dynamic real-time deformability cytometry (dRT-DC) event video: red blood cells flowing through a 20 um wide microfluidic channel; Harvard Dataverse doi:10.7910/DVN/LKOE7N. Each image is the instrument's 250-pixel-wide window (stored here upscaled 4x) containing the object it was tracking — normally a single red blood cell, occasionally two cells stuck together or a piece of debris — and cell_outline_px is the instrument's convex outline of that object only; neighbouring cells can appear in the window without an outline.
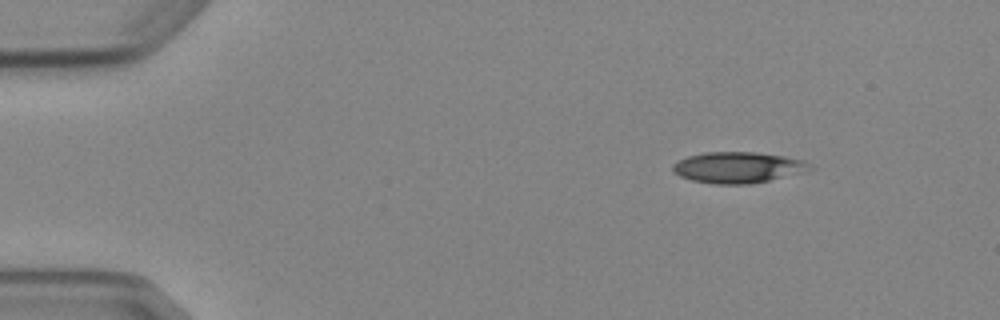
{"species": "Egyptian fruit bat (a non-hibernating species)", "species_latin": "Rousettus aegyptiacus", "temperature_condition": "cold", "stored_images_in_passage": 3, "camera_frame_rate_fps": 3000, "um_per_image_px": 0.085, "animal": {"sex": "female"}, "frame": {"image": 1, "passage_image": 1, "time_ms": 0.0, "image_size_px": [1000, 320], "cell_outline_px": [[816, 168], [804, 172], [768, 180], [748, 184], [716, 184], [692, 180], [680, 176], [672, 168], [672, 164], [688, 156], [704, 152], [756, 152], [784, 156], [804, 160], [812, 164]], "centroid_in_image_um": [62.77, 14.22], "position_along_channel_um": 22.2, "area_um2": 24.74}}